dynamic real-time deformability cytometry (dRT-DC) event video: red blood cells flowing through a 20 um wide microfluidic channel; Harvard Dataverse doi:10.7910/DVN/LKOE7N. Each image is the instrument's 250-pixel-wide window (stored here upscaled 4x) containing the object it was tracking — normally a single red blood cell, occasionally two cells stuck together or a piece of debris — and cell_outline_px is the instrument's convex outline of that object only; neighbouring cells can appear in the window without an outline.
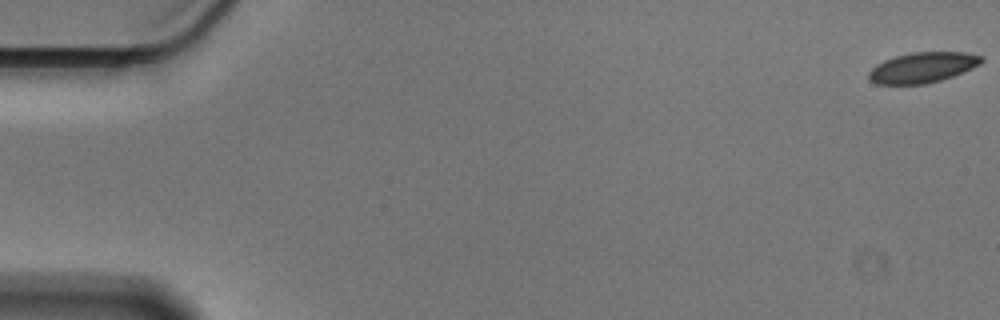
{"species": "Egyptian fruit bat (a non-hibernating species)", "species_latin": "Rousettus aegyptiacus", "temperature_condition": "cold", "stored_images_in_passage": 15, "camera_frame_rate_fps": 3000, "um_per_image_px": 0.085, "animal": {"sex": "male"}, "frame": {"image": 1, "passage_image": 1, "time_ms": 0.0, "image_size_px": [1000, 320], "cell_outline_px": [[984, 60], [980, 64], [972, 68], [952, 76], [940, 80], [924, 84], [876, 84], [868, 80], [868, 72], [876, 64], [884, 60], [896, 56], [912, 52], [968, 52], [984, 56]], "centroid_in_image_um": [78.42, 5.73], "position_along_channel_um": 6.6, "area_um2": 20.06}}
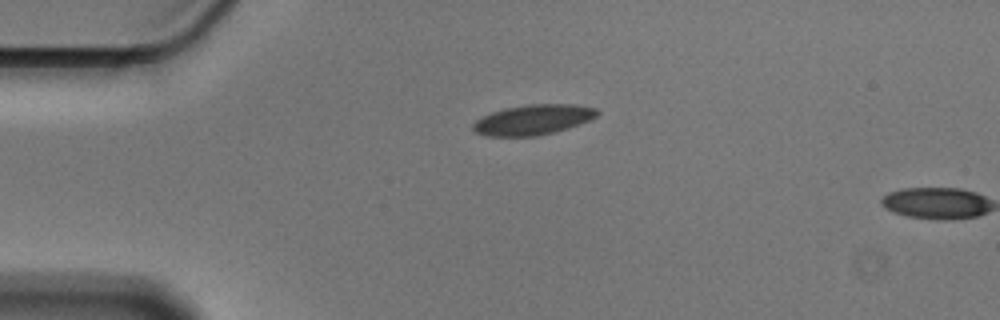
{"frame": {"image": 2, "passage_image": 14, "time_ms": 4.333, "image_size_px": [1000, 320], "cell_outline_px": [[600, 112], [596, 116], [580, 124], [568, 128], [536, 136], [484, 136], [476, 132], [472, 128], [472, 124], [476, 120], [492, 112], [504, 108], [528, 104], [576, 104], [596, 108]], "centroid_in_image_um": [45.31, 10.17], "position_along_channel_um": 39.7, "area_um2": 21.79}}